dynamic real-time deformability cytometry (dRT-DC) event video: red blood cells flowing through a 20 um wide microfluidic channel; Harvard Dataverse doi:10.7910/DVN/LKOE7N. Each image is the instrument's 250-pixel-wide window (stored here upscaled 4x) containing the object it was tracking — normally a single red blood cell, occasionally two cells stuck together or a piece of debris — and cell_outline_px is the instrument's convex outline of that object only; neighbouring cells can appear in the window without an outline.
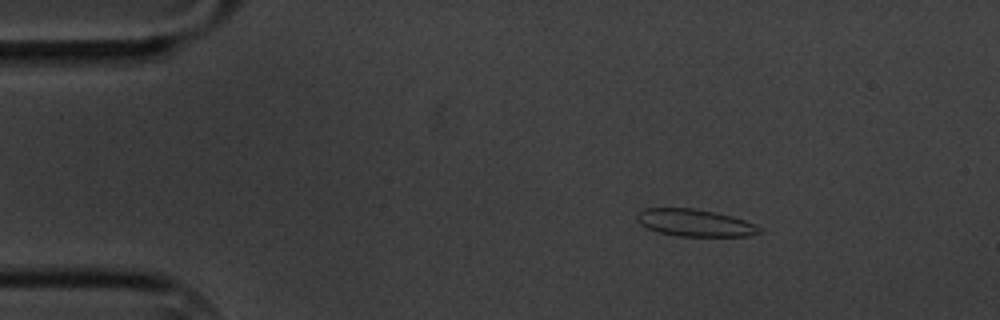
{"species": "common noctule bat (a hibernating species)", "species_latin": "Nyctalus noctula", "temperature_condition": "cold", "stored_images_in_passage": 14, "camera_frame_rate_fps": 3000, "um_per_image_px": 0.085, "animal": {"sex": "male", "body_mass_g": 20.1, "forearm_length_mm": 53.5}, "frame": {"image": 1, "passage_image": 2, "time_ms": 1.333, "image_size_px": [1000, 320], "cell_outline_px": [[764, 232], [748, 236], [680, 236], [660, 232], [648, 228], [640, 224], [636, 220], [636, 212], [644, 208], [696, 208], [732, 216], [744, 220], [760, 228]], "centroid_in_image_um": [59.04, 18.93], "position_along_channel_um": 26.0, "area_um2": 19.36}}
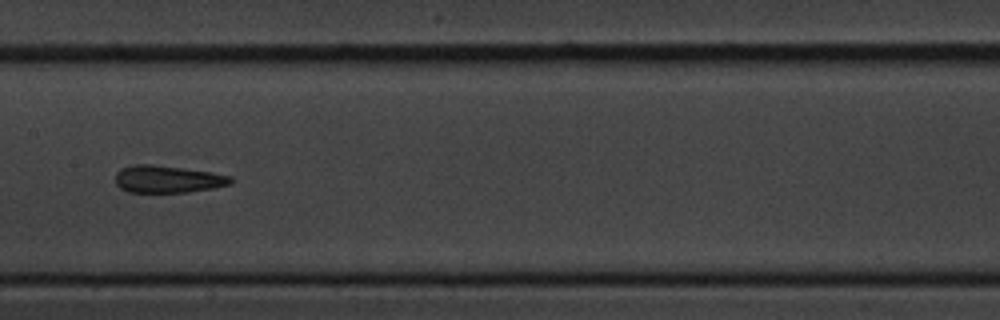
{"frame": {"image": 2, "passage_image": 7, "time_ms": 8.0, "image_size_px": [1000, 320], "cell_outline_px": [[232, 184], [212, 188], [188, 192], [128, 192], [120, 188], [116, 184], [116, 172], [120, 168], [132, 164], [152, 164], [212, 172], [232, 176]], "centroid_in_image_um": [14.23, 15.22], "position_along_channel_um": 193.2, "area_um2": 18.44}}
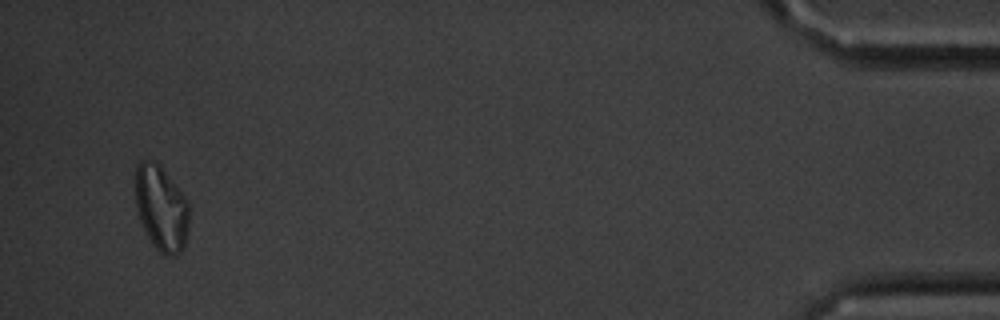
{"frame": {"image": 3, "passage_image": 14, "time_ms": 17.0, "image_size_px": [1000, 320], "cell_outline_px": [[188, 236], [184, 248], [176, 256], [164, 256], [152, 244], [140, 220], [136, 208], [136, 164], [140, 160], [152, 160], [160, 164], [188, 200]], "centroid_in_image_um": [13.72, 17.7], "position_along_channel_um": 421.5, "area_um2": 26.99}, "authors_computed_cell_mechanics": {"area_um2": 19.363, "velocity_mm_per_s": 3.413, "shape_relaxation_time_tau1_ms": 6.0477, "shape_relaxation_time_tau2_ms": 2.8829, "deformation_change_tau1": 0.1018, "deformation_change_tau2": 0.0734}}